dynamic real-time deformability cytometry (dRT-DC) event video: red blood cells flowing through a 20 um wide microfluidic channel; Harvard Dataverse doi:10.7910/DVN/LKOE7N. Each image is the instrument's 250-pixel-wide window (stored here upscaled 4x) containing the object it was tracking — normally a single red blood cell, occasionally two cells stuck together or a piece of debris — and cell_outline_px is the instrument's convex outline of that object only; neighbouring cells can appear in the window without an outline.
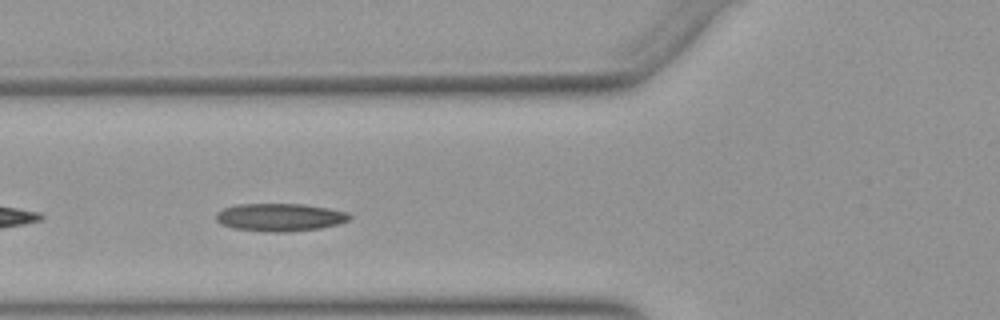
{"species": "Egyptian fruit bat (a non-hibernating species)", "species_latin": "Rousettus aegyptiacus", "temperature_condition": "warm", "stored_images_in_passage": 28, "camera_frame_rate_fps": 3000, "um_per_image_px": 0.085, "animal": {"sex": "female"}, "frame": {"image": 1, "passage_image": 5, "time_ms": 1.333, "image_size_px": [1000, 320], "cell_outline_px": [[352, 216], [348, 220], [336, 224], [320, 228], [288, 232], [272, 232], [236, 228], [220, 224], [216, 220], [216, 212], [224, 208], [236, 204], [304, 204], [328, 208], [348, 212]], "centroid_in_image_um": [23.78, 18.46], "position_along_channel_um": 102.0, "area_um2": 21.56}}
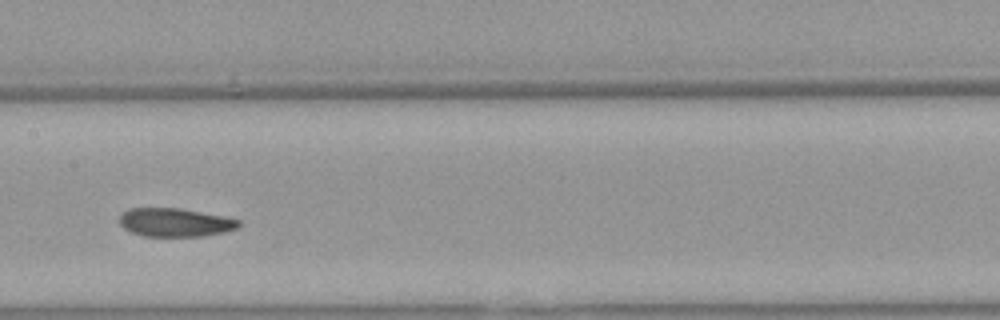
{"frame": {"image": 2, "passage_image": 12, "time_ms": 3.667, "image_size_px": [1000, 320], "cell_outline_px": [[240, 224], [236, 228], [224, 232], [204, 236], [144, 236], [132, 232], [124, 228], [120, 224], [120, 212], [128, 208], [180, 208], [240, 220]], "centroid_in_image_um": [14.83, 18.9], "position_along_channel_um": 192.6, "area_um2": 19.65}}
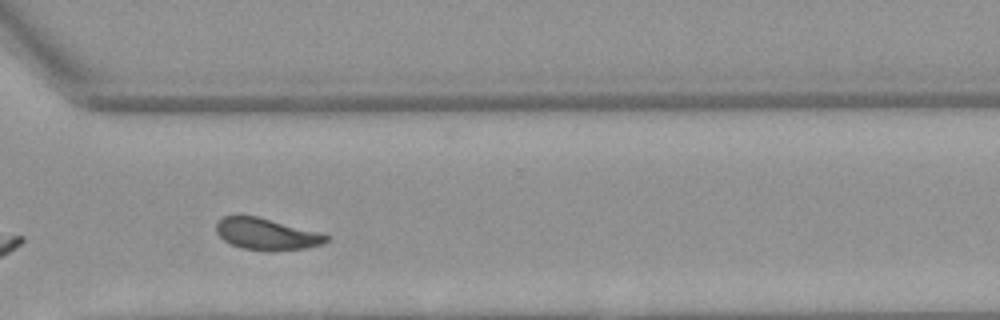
{"frame": {"image": 3, "passage_image": 24, "time_ms": 7.667, "image_size_px": [1000, 320], "cell_outline_px": [[328, 240], [324, 244], [304, 248], [272, 252], [268, 252], [240, 248], [224, 240], [216, 232], [216, 224], [224, 216], [256, 216], [316, 232], [328, 236]], "centroid_in_image_um": [22.63, 19.93], "position_along_channel_um": 348.0, "area_um2": 20.0}, "authors_computed_cell_mechanics": {"area_um2": 20.4323, "velocity_mm_per_s": 3.8879, "shape_relaxation_time_tau1_ms": 5.1013, "shape_relaxation_time_tau2_ms": 2.4172, "deformation_change_tau1": 0.1563, "deformation_change_tau2": 0.0854}}